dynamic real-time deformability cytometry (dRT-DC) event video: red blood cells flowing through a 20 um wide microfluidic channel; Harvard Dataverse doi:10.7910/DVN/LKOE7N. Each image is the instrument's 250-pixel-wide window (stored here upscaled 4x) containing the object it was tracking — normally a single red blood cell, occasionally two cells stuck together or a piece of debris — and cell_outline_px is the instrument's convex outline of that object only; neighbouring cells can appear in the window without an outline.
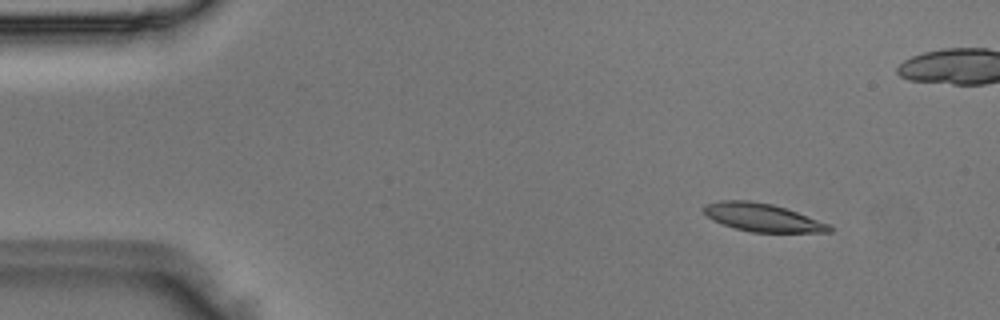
{"species": "Egyptian fruit bat (a non-hibernating species)", "species_latin": "Rousettus aegyptiacus", "temperature_condition": "room temperature", "stored_images_in_passage": 6, "camera_frame_rate_fps": 3000, "um_per_image_px": 0.085, "animal": {"sex": "male"}, "frame": {"image": 1, "passage_image": 2, "time_ms": 0.333, "image_size_px": [1000, 320], "cell_outline_px": [[832, 232], [752, 232], [736, 228], [712, 220], [700, 208], [704, 204], [720, 200], [752, 200], [772, 204], [832, 224]], "centroid_in_image_um": [64.8, 18.47], "position_along_channel_um": 20.2, "area_um2": 20.58}}
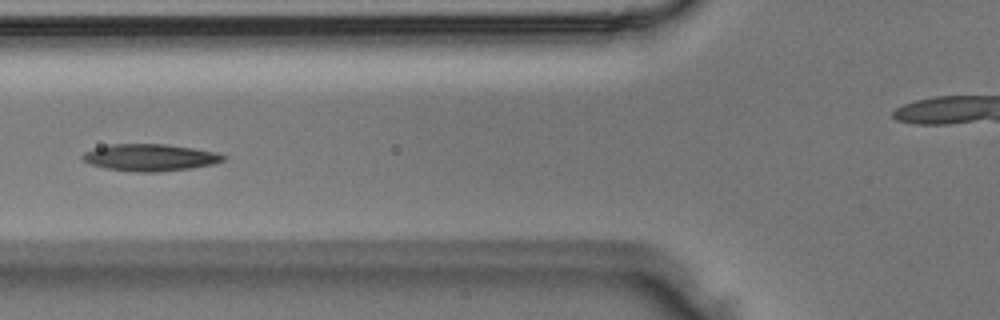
{"frame": {"image": 2, "passage_image": 5, "time_ms": 1.333, "image_size_px": [1000, 320], "cell_outline_px": [[228, 156], [224, 160], [216, 164], [192, 168], [156, 172], [136, 172], [104, 168], [92, 164], [84, 160], [80, 156], [84, 152], [96, 148], [112, 144], [168, 144], [216, 152]], "centroid_in_image_um": [12.8, 13.39], "position_along_channel_um": 113.0, "area_um2": 22.14}}